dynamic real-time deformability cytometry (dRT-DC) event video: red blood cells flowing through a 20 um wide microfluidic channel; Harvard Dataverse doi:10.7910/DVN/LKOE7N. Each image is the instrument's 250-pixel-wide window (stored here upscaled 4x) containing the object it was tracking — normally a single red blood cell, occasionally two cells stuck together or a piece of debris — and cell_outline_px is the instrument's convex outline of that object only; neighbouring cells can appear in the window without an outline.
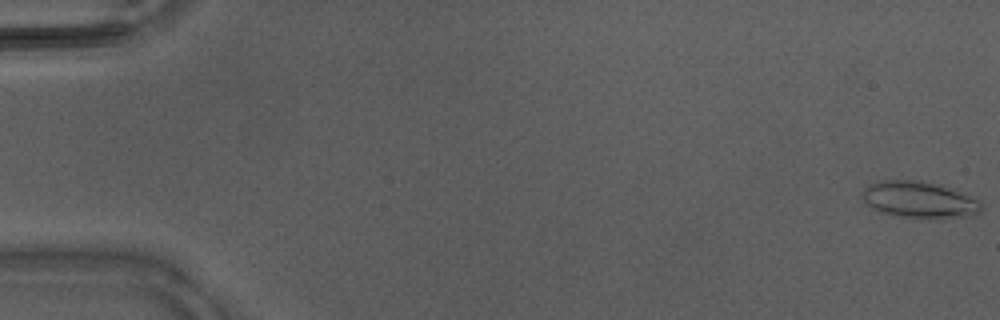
{"species": "Egyptian fruit bat (a non-hibernating species)", "species_latin": "Rousettus aegyptiacus", "temperature_condition": "warm", "stored_images_in_passage": 15, "camera_frame_rate_fps": 3000, "um_per_image_px": 0.085, "animal": {"sex": "male"}, "frame": {"image": 1, "passage_image": 1, "time_ms": 0.0, "image_size_px": [1000, 320], "cell_outline_px": [[984, 204], [980, 212], [976, 216], [892, 216], [880, 212], [868, 204], [860, 196], [860, 192], [864, 188], [876, 180], [920, 180], [936, 184], [980, 200]], "centroid_in_image_um": [78.09, 16.95], "position_along_channel_um": 6.9, "area_um2": 24.85}}